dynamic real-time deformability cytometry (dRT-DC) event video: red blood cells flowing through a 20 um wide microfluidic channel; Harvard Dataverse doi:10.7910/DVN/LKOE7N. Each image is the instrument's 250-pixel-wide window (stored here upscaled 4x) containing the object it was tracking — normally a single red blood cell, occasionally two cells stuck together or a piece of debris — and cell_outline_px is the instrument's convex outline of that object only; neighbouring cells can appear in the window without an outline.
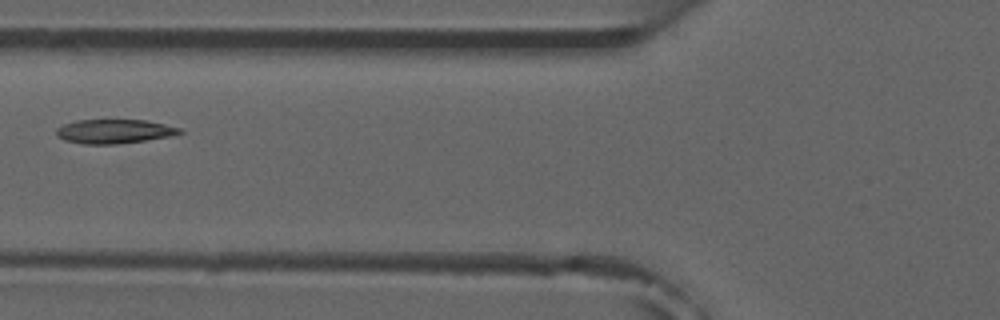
{"species": "common noctule bat (a hibernating species)", "species_latin": "Nyctalus noctula", "temperature_condition": "room temperature", "stored_images_in_passage": 5, "camera_frame_rate_fps": 3000, "um_per_image_px": 0.085, "animal": {"sex": "male", "forearm_length_mm": 52.5}, "frame": {"image": 1, "passage_image": 5, "time_ms": 5.333, "image_size_px": [1000, 320], "cell_outline_px": [[184, 132], [168, 136], [144, 140], [116, 144], [84, 144], [64, 140], [56, 136], [56, 128], [64, 124], [76, 120], [144, 120], [164, 124], [180, 128]], "centroid_in_image_um": [9.65, 11.16], "position_along_channel_um": 116.1, "area_um2": 17.17}}